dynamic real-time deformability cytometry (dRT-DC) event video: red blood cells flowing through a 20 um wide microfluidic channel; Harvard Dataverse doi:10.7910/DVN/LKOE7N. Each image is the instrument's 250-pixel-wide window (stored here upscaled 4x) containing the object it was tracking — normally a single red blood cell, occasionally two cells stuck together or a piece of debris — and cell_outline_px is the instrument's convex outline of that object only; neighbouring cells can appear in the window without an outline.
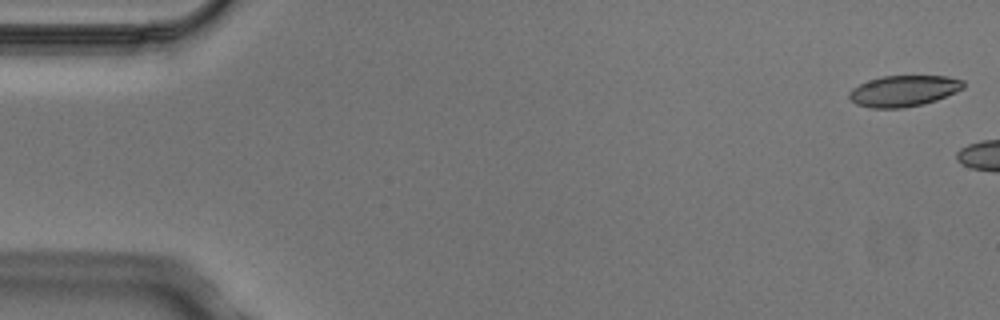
{"species": "Egyptian fruit bat (a non-hibernating species)", "species_latin": "Rousettus aegyptiacus", "temperature_condition": "cold", "stored_images_in_passage": 5, "camera_frame_rate_fps": 3000, "um_per_image_px": 0.085, "animal": {"sex": "male"}, "frame": {"image": 1, "passage_image": 1, "time_ms": 0.0, "image_size_px": [1000, 320], "cell_outline_px": [[964, 88], [956, 92], [936, 100], [924, 104], [900, 108], [872, 108], [856, 104], [848, 96], [848, 92], [852, 88], [868, 80], [884, 76], [948, 76], [964, 80]], "centroid_in_image_um": [76.82, 7.72], "position_along_channel_um": 8.2, "area_um2": 20.69}}